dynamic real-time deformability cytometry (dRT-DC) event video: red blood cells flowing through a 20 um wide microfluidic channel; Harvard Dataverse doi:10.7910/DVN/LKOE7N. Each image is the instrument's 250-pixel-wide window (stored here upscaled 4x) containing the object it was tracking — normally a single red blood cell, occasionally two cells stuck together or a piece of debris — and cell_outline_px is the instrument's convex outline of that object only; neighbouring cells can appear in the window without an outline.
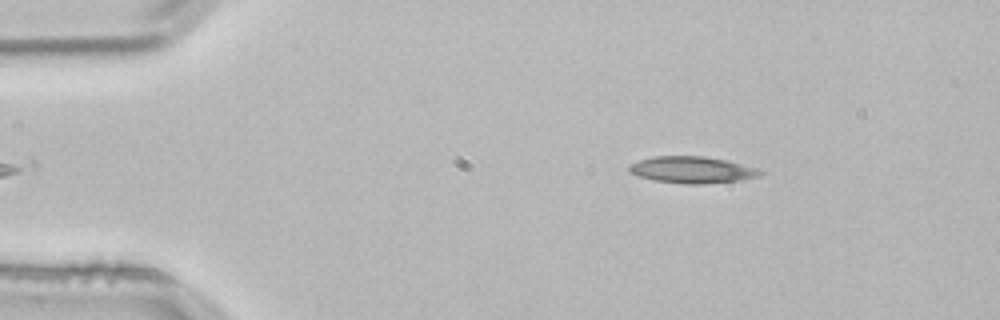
{"species": "common noctule bat (a hibernating species)", "species_latin": "Nyctalus noctula", "temperature_condition": "room temperature", "stored_images_in_passage": 2, "camera_frame_rate_fps": 3000, "um_per_image_px": 0.085, "animal": {"sex": "male", "body_mass_g": 21.5, "forearm_length_mm": 52.0}, "frame": {"image": 1, "passage_image": 1, "time_ms": 0.0, "image_size_px": [1000, 320], "cell_outline_px": [[764, 172], [760, 176], [740, 180], [704, 184], [684, 184], [656, 180], [640, 176], [628, 172], [628, 164], [652, 156], [704, 156], [728, 160], [756, 168]], "centroid_in_image_um": [58.83, 14.43], "position_along_channel_um": 26.2, "area_um2": 20.4}}